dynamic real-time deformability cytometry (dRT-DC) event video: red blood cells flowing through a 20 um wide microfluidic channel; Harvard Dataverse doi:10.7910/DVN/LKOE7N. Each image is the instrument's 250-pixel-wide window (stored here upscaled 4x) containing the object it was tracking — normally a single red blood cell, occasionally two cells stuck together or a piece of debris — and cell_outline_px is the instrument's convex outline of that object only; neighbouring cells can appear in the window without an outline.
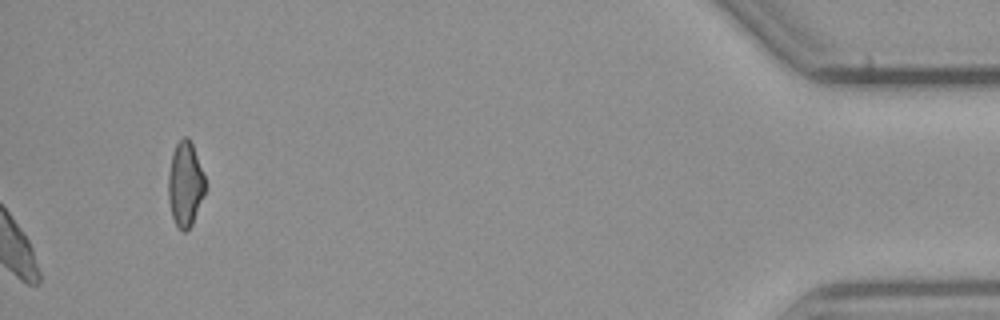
{"species": "common noctule bat (a hibernating species)", "species_latin": "Nyctalus noctula", "temperature_condition": "cold", "stored_images_in_passage": 55, "camera_frame_rate_fps": 3000, "um_per_image_px": 0.085, "animal": {"sex": "male", "body_mass_g": 23.1, "forearm_length_mm": 52.7}, "frame": {"image": 1, "passage_image": 55, "time_ms": 18.0, "image_size_px": [1000, 320], "cell_outline_px": [[208, 184], [204, 196], [192, 224], [184, 232], [176, 224], [172, 216], [168, 200], [168, 176], [172, 152], [176, 144], [184, 136], [188, 136], [192, 144]], "centroid_in_image_um": [15.76, 15.64], "position_along_channel_um": 419.4, "area_um2": 18.38}}